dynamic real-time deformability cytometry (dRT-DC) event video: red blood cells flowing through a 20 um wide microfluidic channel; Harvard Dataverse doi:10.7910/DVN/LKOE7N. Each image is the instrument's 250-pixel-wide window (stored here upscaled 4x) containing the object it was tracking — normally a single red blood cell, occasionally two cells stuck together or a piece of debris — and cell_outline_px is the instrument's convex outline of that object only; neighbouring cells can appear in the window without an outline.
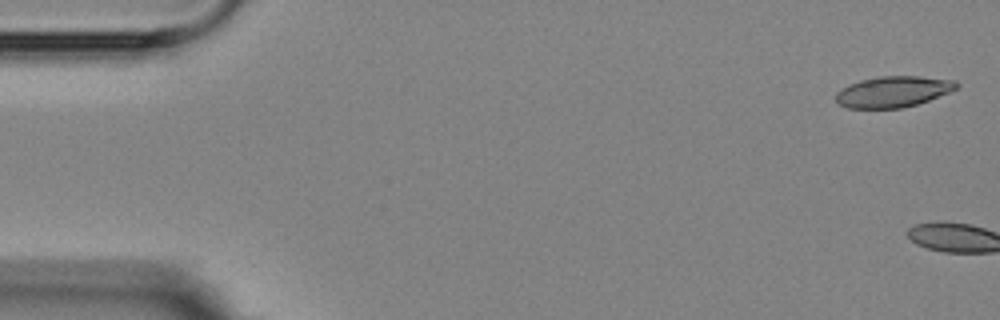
{"species": "Egyptian fruit bat (a non-hibernating species)", "species_latin": "Rousettus aegyptiacus", "temperature_condition": "room temperature", "stored_images_in_passage": 6, "camera_frame_rate_fps": 3000, "um_per_image_px": 0.085, "animal": {"sex": "female"}, "frame": {"image": 1, "passage_image": 1, "time_ms": 0.0, "image_size_px": [1000, 320], "cell_outline_px": [[960, 84], [956, 88], [948, 92], [928, 100], [916, 104], [900, 108], [848, 108], [840, 104], [836, 100], [836, 92], [840, 88], [860, 80], [880, 76], [916, 76], [956, 80]], "centroid_in_image_um": [75.9, 7.78], "position_along_channel_um": 9.1, "area_um2": 21.62}}
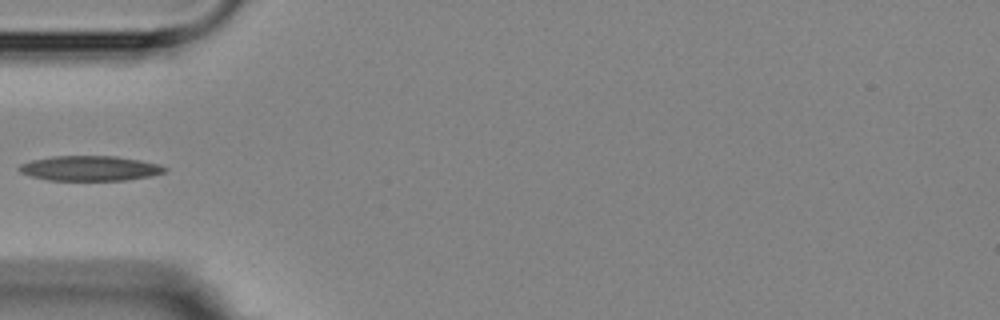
{"frame": {"image": 2, "passage_image": 6, "time_ms": 6.333, "image_size_px": [1000, 320], "cell_outline_px": [[168, 168], [164, 172], [148, 176], [124, 180], [48, 180], [32, 176], [20, 172], [16, 168], [20, 164], [32, 160], [52, 156], [116, 156], [140, 160], [160, 164]], "centroid_in_image_um": [7.62, 14.3], "position_along_channel_um": 77.4, "area_um2": 21.1}}